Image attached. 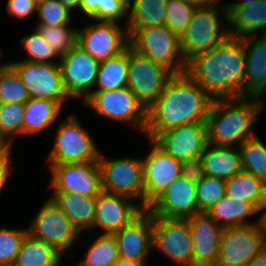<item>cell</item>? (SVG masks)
<instances>
[{
    "label": "cell",
    "instance_id": "1",
    "mask_svg": "<svg viewBox=\"0 0 266 266\" xmlns=\"http://www.w3.org/2000/svg\"><path fill=\"white\" fill-rule=\"evenodd\" d=\"M212 101L213 98L189 75L174 74L147 109L143 137L152 140L157 134L174 127L206 123Z\"/></svg>",
    "mask_w": 266,
    "mask_h": 266
},
{
    "label": "cell",
    "instance_id": "2",
    "mask_svg": "<svg viewBox=\"0 0 266 266\" xmlns=\"http://www.w3.org/2000/svg\"><path fill=\"white\" fill-rule=\"evenodd\" d=\"M246 69L243 38L228 37L187 63L189 75L213 99L241 98Z\"/></svg>",
    "mask_w": 266,
    "mask_h": 266
},
{
    "label": "cell",
    "instance_id": "3",
    "mask_svg": "<svg viewBox=\"0 0 266 266\" xmlns=\"http://www.w3.org/2000/svg\"><path fill=\"white\" fill-rule=\"evenodd\" d=\"M262 115L257 98L213 99L206 120L208 144L239 147L255 136Z\"/></svg>",
    "mask_w": 266,
    "mask_h": 266
},
{
    "label": "cell",
    "instance_id": "4",
    "mask_svg": "<svg viewBox=\"0 0 266 266\" xmlns=\"http://www.w3.org/2000/svg\"><path fill=\"white\" fill-rule=\"evenodd\" d=\"M77 112L67 113L55 126L53 143L45 158L46 165L66 163L98 162L101 148L94 141L90 129H87Z\"/></svg>",
    "mask_w": 266,
    "mask_h": 266
},
{
    "label": "cell",
    "instance_id": "5",
    "mask_svg": "<svg viewBox=\"0 0 266 266\" xmlns=\"http://www.w3.org/2000/svg\"><path fill=\"white\" fill-rule=\"evenodd\" d=\"M228 37L227 9L223 0L209 6L197 7L180 38L184 60L188 63L197 55L218 46Z\"/></svg>",
    "mask_w": 266,
    "mask_h": 266
},
{
    "label": "cell",
    "instance_id": "6",
    "mask_svg": "<svg viewBox=\"0 0 266 266\" xmlns=\"http://www.w3.org/2000/svg\"><path fill=\"white\" fill-rule=\"evenodd\" d=\"M44 199L41 207H38L37 212L33 214L34 218L29 220L28 234L52 245L68 260L70 259L69 261H72L73 257H77L76 246H79L80 243L82 245L84 234H80L68 221L64 212L49 196Z\"/></svg>",
    "mask_w": 266,
    "mask_h": 266
},
{
    "label": "cell",
    "instance_id": "7",
    "mask_svg": "<svg viewBox=\"0 0 266 266\" xmlns=\"http://www.w3.org/2000/svg\"><path fill=\"white\" fill-rule=\"evenodd\" d=\"M80 106L94 112L96 118H104L129 126L130 130L145 134L147 109L128 88L94 91Z\"/></svg>",
    "mask_w": 266,
    "mask_h": 266
},
{
    "label": "cell",
    "instance_id": "8",
    "mask_svg": "<svg viewBox=\"0 0 266 266\" xmlns=\"http://www.w3.org/2000/svg\"><path fill=\"white\" fill-rule=\"evenodd\" d=\"M98 163L103 191L132 198L145 209L142 154L109 158L101 150Z\"/></svg>",
    "mask_w": 266,
    "mask_h": 266
},
{
    "label": "cell",
    "instance_id": "9",
    "mask_svg": "<svg viewBox=\"0 0 266 266\" xmlns=\"http://www.w3.org/2000/svg\"><path fill=\"white\" fill-rule=\"evenodd\" d=\"M130 46L137 53L163 65L173 74L186 72L180 37L165 25L151 26L136 30L130 36Z\"/></svg>",
    "mask_w": 266,
    "mask_h": 266
},
{
    "label": "cell",
    "instance_id": "10",
    "mask_svg": "<svg viewBox=\"0 0 266 266\" xmlns=\"http://www.w3.org/2000/svg\"><path fill=\"white\" fill-rule=\"evenodd\" d=\"M81 22L83 25H78L77 45L99 62L120 54L130 46L125 24L93 19Z\"/></svg>",
    "mask_w": 266,
    "mask_h": 266
},
{
    "label": "cell",
    "instance_id": "11",
    "mask_svg": "<svg viewBox=\"0 0 266 266\" xmlns=\"http://www.w3.org/2000/svg\"><path fill=\"white\" fill-rule=\"evenodd\" d=\"M7 62L20 76L30 98L54 100L65 109H67L66 105L73 101L65 90L59 64L18 59Z\"/></svg>",
    "mask_w": 266,
    "mask_h": 266
},
{
    "label": "cell",
    "instance_id": "12",
    "mask_svg": "<svg viewBox=\"0 0 266 266\" xmlns=\"http://www.w3.org/2000/svg\"><path fill=\"white\" fill-rule=\"evenodd\" d=\"M161 254L173 266H192L193 246L187 219L153 216V252Z\"/></svg>",
    "mask_w": 266,
    "mask_h": 266
},
{
    "label": "cell",
    "instance_id": "13",
    "mask_svg": "<svg viewBox=\"0 0 266 266\" xmlns=\"http://www.w3.org/2000/svg\"><path fill=\"white\" fill-rule=\"evenodd\" d=\"M59 66L67 94L81 104L95 91L100 62L76 44L61 56Z\"/></svg>",
    "mask_w": 266,
    "mask_h": 266
},
{
    "label": "cell",
    "instance_id": "14",
    "mask_svg": "<svg viewBox=\"0 0 266 266\" xmlns=\"http://www.w3.org/2000/svg\"><path fill=\"white\" fill-rule=\"evenodd\" d=\"M50 174L47 192H73L97 197L102 191L98 162L47 165Z\"/></svg>",
    "mask_w": 266,
    "mask_h": 266
},
{
    "label": "cell",
    "instance_id": "15",
    "mask_svg": "<svg viewBox=\"0 0 266 266\" xmlns=\"http://www.w3.org/2000/svg\"><path fill=\"white\" fill-rule=\"evenodd\" d=\"M264 247L266 232L260 223L224 228L216 266H246Z\"/></svg>",
    "mask_w": 266,
    "mask_h": 266
},
{
    "label": "cell",
    "instance_id": "16",
    "mask_svg": "<svg viewBox=\"0 0 266 266\" xmlns=\"http://www.w3.org/2000/svg\"><path fill=\"white\" fill-rule=\"evenodd\" d=\"M174 74L129 46L128 88L148 109L163 92Z\"/></svg>",
    "mask_w": 266,
    "mask_h": 266
},
{
    "label": "cell",
    "instance_id": "17",
    "mask_svg": "<svg viewBox=\"0 0 266 266\" xmlns=\"http://www.w3.org/2000/svg\"><path fill=\"white\" fill-rule=\"evenodd\" d=\"M146 139L148 152L142 155L145 187V209L182 176V162L164 152L152 140Z\"/></svg>",
    "mask_w": 266,
    "mask_h": 266
},
{
    "label": "cell",
    "instance_id": "18",
    "mask_svg": "<svg viewBox=\"0 0 266 266\" xmlns=\"http://www.w3.org/2000/svg\"><path fill=\"white\" fill-rule=\"evenodd\" d=\"M152 141L181 162L197 159L208 146L207 126L206 123L181 125L157 134Z\"/></svg>",
    "mask_w": 266,
    "mask_h": 266
},
{
    "label": "cell",
    "instance_id": "19",
    "mask_svg": "<svg viewBox=\"0 0 266 266\" xmlns=\"http://www.w3.org/2000/svg\"><path fill=\"white\" fill-rule=\"evenodd\" d=\"M144 210L132 198L102 191L96 199L93 232L114 235Z\"/></svg>",
    "mask_w": 266,
    "mask_h": 266
},
{
    "label": "cell",
    "instance_id": "20",
    "mask_svg": "<svg viewBox=\"0 0 266 266\" xmlns=\"http://www.w3.org/2000/svg\"><path fill=\"white\" fill-rule=\"evenodd\" d=\"M119 258L150 263L153 253V215L145 209L131 223L114 234Z\"/></svg>",
    "mask_w": 266,
    "mask_h": 266
},
{
    "label": "cell",
    "instance_id": "21",
    "mask_svg": "<svg viewBox=\"0 0 266 266\" xmlns=\"http://www.w3.org/2000/svg\"><path fill=\"white\" fill-rule=\"evenodd\" d=\"M196 184L180 176L147 208L157 217L187 219L198 213Z\"/></svg>",
    "mask_w": 266,
    "mask_h": 266
},
{
    "label": "cell",
    "instance_id": "22",
    "mask_svg": "<svg viewBox=\"0 0 266 266\" xmlns=\"http://www.w3.org/2000/svg\"><path fill=\"white\" fill-rule=\"evenodd\" d=\"M192 237V266H216L224 228L206 212L187 218Z\"/></svg>",
    "mask_w": 266,
    "mask_h": 266
},
{
    "label": "cell",
    "instance_id": "23",
    "mask_svg": "<svg viewBox=\"0 0 266 266\" xmlns=\"http://www.w3.org/2000/svg\"><path fill=\"white\" fill-rule=\"evenodd\" d=\"M246 69L243 97L258 98L266 89V35L243 38Z\"/></svg>",
    "mask_w": 266,
    "mask_h": 266
},
{
    "label": "cell",
    "instance_id": "24",
    "mask_svg": "<svg viewBox=\"0 0 266 266\" xmlns=\"http://www.w3.org/2000/svg\"><path fill=\"white\" fill-rule=\"evenodd\" d=\"M229 37L266 35V0L251 5L225 6ZM261 32V33H260Z\"/></svg>",
    "mask_w": 266,
    "mask_h": 266
},
{
    "label": "cell",
    "instance_id": "25",
    "mask_svg": "<svg viewBox=\"0 0 266 266\" xmlns=\"http://www.w3.org/2000/svg\"><path fill=\"white\" fill-rule=\"evenodd\" d=\"M48 196L59 206L80 234L92 235L97 197L73 192H50Z\"/></svg>",
    "mask_w": 266,
    "mask_h": 266
},
{
    "label": "cell",
    "instance_id": "26",
    "mask_svg": "<svg viewBox=\"0 0 266 266\" xmlns=\"http://www.w3.org/2000/svg\"><path fill=\"white\" fill-rule=\"evenodd\" d=\"M63 110L65 109L57 101L30 98L24 104L23 138L27 135L32 137L45 134L48 128L57 125L56 122L60 120Z\"/></svg>",
    "mask_w": 266,
    "mask_h": 266
},
{
    "label": "cell",
    "instance_id": "27",
    "mask_svg": "<svg viewBox=\"0 0 266 266\" xmlns=\"http://www.w3.org/2000/svg\"><path fill=\"white\" fill-rule=\"evenodd\" d=\"M206 213L223 228L260 223V212L250 202L232 199L227 195Z\"/></svg>",
    "mask_w": 266,
    "mask_h": 266
},
{
    "label": "cell",
    "instance_id": "28",
    "mask_svg": "<svg viewBox=\"0 0 266 266\" xmlns=\"http://www.w3.org/2000/svg\"><path fill=\"white\" fill-rule=\"evenodd\" d=\"M200 159L206 175L223 180H229L243 170L239 147L208 144Z\"/></svg>",
    "mask_w": 266,
    "mask_h": 266
},
{
    "label": "cell",
    "instance_id": "29",
    "mask_svg": "<svg viewBox=\"0 0 266 266\" xmlns=\"http://www.w3.org/2000/svg\"><path fill=\"white\" fill-rule=\"evenodd\" d=\"M64 260L67 257L55 247L27 234L12 266H64Z\"/></svg>",
    "mask_w": 266,
    "mask_h": 266
},
{
    "label": "cell",
    "instance_id": "30",
    "mask_svg": "<svg viewBox=\"0 0 266 266\" xmlns=\"http://www.w3.org/2000/svg\"><path fill=\"white\" fill-rule=\"evenodd\" d=\"M167 0H129L126 27L131 36L136 30L165 25Z\"/></svg>",
    "mask_w": 266,
    "mask_h": 266
},
{
    "label": "cell",
    "instance_id": "31",
    "mask_svg": "<svg viewBox=\"0 0 266 266\" xmlns=\"http://www.w3.org/2000/svg\"><path fill=\"white\" fill-rule=\"evenodd\" d=\"M226 195L232 199L250 202L260 212L266 202V183L242 170L226 180Z\"/></svg>",
    "mask_w": 266,
    "mask_h": 266
},
{
    "label": "cell",
    "instance_id": "32",
    "mask_svg": "<svg viewBox=\"0 0 266 266\" xmlns=\"http://www.w3.org/2000/svg\"><path fill=\"white\" fill-rule=\"evenodd\" d=\"M129 47L120 54L100 62L95 91L128 87Z\"/></svg>",
    "mask_w": 266,
    "mask_h": 266
},
{
    "label": "cell",
    "instance_id": "33",
    "mask_svg": "<svg viewBox=\"0 0 266 266\" xmlns=\"http://www.w3.org/2000/svg\"><path fill=\"white\" fill-rule=\"evenodd\" d=\"M128 8L129 0H82L77 18L122 22L126 25Z\"/></svg>",
    "mask_w": 266,
    "mask_h": 266
},
{
    "label": "cell",
    "instance_id": "34",
    "mask_svg": "<svg viewBox=\"0 0 266 266\" xmlns=\"http://www.w3.org/2000/svg\"><path fill=\"white\" fill-rule=\"evenodd\" d=\"M93 241L82 254L80 260L73 263L74 266H113L119 259V249L116 238L110 234H96ZM72 265V266H73Z\"/></svg>",
    "mask_w": 266,
    "mask_h": 266
},
{
    "label": "cell",
    "instance_id": "35",
    "mask_svg": "<svg viewBox=\"0 0 266 266\" xmlns=\"http://www.w3.org/2000/svg\"><path fill=\"white\" fill-rule=\"evenodd\" d=\"M30 33L24 35L19 40V50L25 56H20L18 60L59 64L61 56L46 42L40 32L31 24Z\"/></svg>",
    "mask_w": 266,
    "mask_h": 266
},
{
    "label": "cell",
    "instance_id": "36",
    "mask_svg": "<svg viewBox=\"0 0 266 266\" xmlns=\"http://www.w3.org/2000/svg\"><path fill=\"white\" fill-rule=\"evenodd\" d=\"M243 171L252 173L266 183V144L257 134L239 146Z\"/></svg>",
    "mask_w": 266,
    "mask_h": 266
},
{
    "label": "cell",
    "instance_id": "37",
    "mask_svg": "<svg viewBox=\"0 0 266 266\" xmlns=\"http://www.w3.org/2000/svg\"><path fill=\"white\" fill-rule=\"evenodd\" d=\"M24 114V104L0 103V134L13 148L16 138L23 137Z\"/></svg>",
    "mask_w": 266,
    "mask_h": 266
},
{
    "label": "cell",
    "instance_id": "38",
    "mask_svg": "<svg viewBox=\"0 0 266 266\" xmlns=\"http://www.w3.org/2000/svg\"><path fill=\"white\" fill-rule=\"evenodd\" d=\"M30 95L15 69L6 62L0 68V103L25 104Z\"/></svg>",
    "mask_w": 266,
    "mask_h": 266
},
{
    "label": "cell",
    "instance_id": "39",
    "mask_svg": "<svg viewBox=\"0 0 266 266\" xmlns=\"http://www.w3.org/2000/svg\"><path fill=\"white\" fill-rule=\"evenodd\" d=\"M75 16V17H74ZM36 21L33 25H76L74 23L76 15L66 5H63L59 0H44L37 3Z\"/></svg>",
    "mask_w": 266,
    "mask_h": 266
},
{
    "label": "cell",
    "instance_id": "40",
    "mask_svg": "<svg viewBox=\"0 0 266 266\" xmlns=\"http://www.w3.org/2000/svg\"><path fill=\"white\" fill-rule=\"evenodd\" d=\"M46 42L60 55H64L77 44L78 25H34Z\"/></svg>",
    "mask_w": 266,
    "mask_h": 266
},
{
    "label": "cell",
    "instance_id": "41",
    "mask_svg": "<svg viewBox=\"0 0 266 266\" xmlns=\"http://www.w3.org/2000/svg\"><path fill=\"white\" fill-rule=\"evenodd\" d=\"M15 226V227H14ZM0 226V266H12L28 234L27 226Z\"/></svg>",
    "mask_w": 266,
    "mask_h": 266
},
{
    "label": "cell",
    "instance_id": "42",
    "mask_svg": "<svg viewBox=\"0 0 266 266\" xmlns=\"http://www.w3.org/2000/svg\"><path fill=\"white\" fill-rule=\"evenodd\" d=\"M196 8L184 0H167L165 26L181 38Z\"/></svg>",
    "mask_w": 266,
    "mask_h": 266
},
{
    "label": "cell",
    "instance_id": "43",
    "mask_svg": "<svg viewBox=\"0 0 266 266\" xmlns=\"http://www.w3.org/2000/svg\"><path fill=\"white\" fill-rule=\"evenodd\" d=\"M198 213L208 212L226 195V180L206 175L196 184Z\"/></svg>",
    "mask_w": 266,
    "mask_h": 266
},
{
    "label": "cell",
    "instance_id": "44",
    "mask_svg": "<svg viewBox=\"0 0 266 266\" xmlns=\"http://www.w3.org/2000/svg\"><path fill=\"white\" fill-rule=\"evenodd\" d=\"M5 13L9 19L16 22L24 21L37 14V2L35 0H6Z\"/></svg>",
    "mask_w": 266,
    "mask_h": 266
},
{
    "label": "cell",
    "instance_id": "45",
    "mask_svg": "<svg viewBox=\"0 0 266 266\" xmlns=\"http://www.w3.org/2000/svg\"><path fill=\"white\" fill-rule=\"evenodd\" d=\"M182 176L195 183L200 182L206 176L202 160L197 158L182 162Z\"/></svg>",
    "mask_w": 266,
    "mask_h": 266
},
{
    "label": "cell",
    "instance_id": "46",
    "mask_svg": "<svg viewBox=\"0 0 266 266\" xmlns=\"http://www.w3.org/2000/svg\"><path fill=\"white\" fill-rule=\"evenodd\" d=\"M14 157L12 155H4L0 157V197L5 188L9 184V181L12 180V173L14 172ZM14 165V166H13Z\"/></svg>",
    "mask_w": 266,
    "mask_h": 266
},
{
    "label": "cell",
    "instance_id": "47",
    "mask_svg": "<svg viewBox=\"0 0 266 266\" xmlns=\"http://www.w3.org/2000/svg\"><path fill=\"white\" fill-rule=\"evenodd\" d=\"M246 266H266V247H264Z\"/></svg>",
    "mask_w": 266,
    "mask_h": 266
},
{
    "label": "cell",
    "instance_id": "48",
    "mask_svg": "<svg viewBox=\"0 0 266 266\" xmlns=\"http://www.w3.org/2000/svg\"><path fill=\"white\" fill-rule=\"evenodd\" d=\"M14 148L6 141V139L0 134V157L4 155H12Z\"/></svg>",
    "mask_w": 266,
    "mask_h": 266
},
{
    "label": "cell",
    "instance_id": "49",
    "mask_svg": "<svg viewBox=\"0 0 266 266\" xmlns=\"http://www.w3.org/2000/svg\"><path fill=\"white\" fill-rule=\"evenodd\" d=\"M63 5H66L72 12L76 13L81 5L82 0H59Z\"/></svg>",
    "mask_w": 266,
    "mask_h": 266
},
{
    "label": "cell",
    "instance_id": "50",
    "mask_svg": "<svg viewBox=\"0 0 266 266\" xmlns=\"http://www.w3.org/2000/svg\"><path fill=\"white\" fill-rule=\"evenodd\" d=\"M113 266H152L149 263H137L133 261H129L127 259L119 258Z\"/></svg>",
    "mask_w": 266,
    "mask_h": 266
},
{
    "label": "cell",
    "instance_id": "51",
    "mask_svg": "<svg viewBox=\"0 0 266 266\" xmlns=\"http://www.w3.org/2000/svg\"><path fill=\"white\" fill-rule=\"evenodd\" d=\"M196 7L209 6L215 3H218L220 0H184Z\"/></svg>",
    "mask_w": 266,
    "mask_h": 266
},
{
    "label": "cell",
    "instance_id": "52",
    "mask_svg": "<svg viewBox=\"0 0 266 266\" xmlns=\"http://www.w3.org/2000/svg\"><path fill=\"white\" fill-rule=\"evenodd\" d=\"M259 0H238V1H226L223 0L225 6H237V5H251L254 2H258Z\"/></svg>",
    "mask_w": 266,
    "mask_h": 266
},
{
    "label": "cell",
    "instance_id": "53",
    "mask_svg": "<svg viewBox=\"0 0 266 266\" xmlns=\"http://www.w3.org/2000/svg\"><path fill=\"white\" fill-rule=\"evenodd\" d=\"M258 100V103L260 105V109H261V112L262 114L264 113V109H266L265 105H266V89L263 91V93L257 98Z\"/></svg>",
    "mask_w": 266,
    "mask_h": 266
},
{
    "label": "cell",
    "instance_id": "54",
    "mask_svg": "<svg viewBox=\"0 0 266 266\" xmlns=\"http://www.w3.org/2000/svg\"><path fill=\"white\" fill-rule=\"evenodd\" d=\"M260 224L262 225L264 231L266 232V202L260 211Z\"/></svg>",
    "mask_w": 266,
    "mask_h": 266
},
{
    "label": "cell",
    "instance_id": "55",
    "mask_svg": "<svg viewBox=\"0 0 266 266\" xmlns=\"http://www.w3.org/2000/svg\"><path fill=\"white\" fill-rule=\"evenodd\" d=\"M4 51H5L4 48H2V47L0 46V67H2V66L7 62V61H4V60H3V57L6 56ZM2 60H3V61H2Z\"/></svg>",
    "mask_w": 266,
    "mask_h": 266
},
{
    "label": "cell",
    "instance_id": "56",
    "mask_svg": "<svg viewBox=\"0 0 266 266\" xmlns=\"http://www.w3.org/2000/svg\"><path fill=\"white\" fill-rule=\"evenodd\" d=\"M37 3H39V2H42V1H44V0H35Z\"/></svg>",
    "mask_w": 266,
    "mask_h": 266
}]
</instances>
